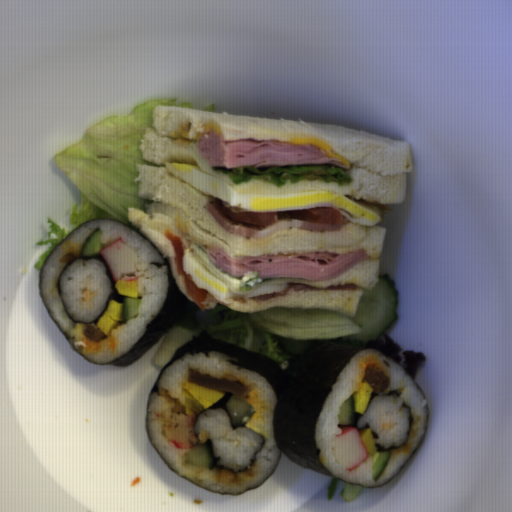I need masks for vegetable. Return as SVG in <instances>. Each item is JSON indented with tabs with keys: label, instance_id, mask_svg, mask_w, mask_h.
I'll use <instances>...</instances> for the list:
<instances>
[{
	"label": "vegetable",
	"instance_id": "obj_1",
	"mask_svg": "<svg viewBox=\"0 0 512 512\" xmlns=\"http://www.w3.org/2000/svg\"><path fill=\"white\" fill-rule=\"evenodd\" d=\"M155 106L186 107L215 113L214 104L199 106L174 99L146 100L127 114L111 115L98 122L85 130L82 140L58 152L53 157L54 162L80 192V198L70 209L68 228L46 218V234L34 246L48 247L35 260L34 270L40 272L54 247L78 226L91 220H118L148 238L144 230L128 220V214L129 208L146 213L147 204L153 202L138 196L140 181L134 182L140 173L137 164L166 167L165 164L142 159L139 147L148 128L153 129Z\"/></svg>",
	"mask_w": 512,
	"mask_h": 512
},
{
	"label": "vegetable",
	"instance_id": "obj_2",
	"mask_svg": "<svg viewBox=\"0 0 512 512\" xmlns=\"http://www.w3.org/2000/svg\"><path fill=\"white\" fill-rule=\"evenodd\" d=\"M360 325L347 316L329 309L314 307L269 306L256 313H241L216 301L212 309L202 310L186 296L185 314L161 338L153 365L164 369L175 351L199 332L253 350L269 357L282 369L297 358L282 346L281 339L303 341H339L376 349L405 368L415 381L427 359L420 352L405 351L384 332L375 340L362 343L342 338L359 334Z\"/></svg>",
	"mask_w": 512,
	"mask_h": 512
}]
</instances>
